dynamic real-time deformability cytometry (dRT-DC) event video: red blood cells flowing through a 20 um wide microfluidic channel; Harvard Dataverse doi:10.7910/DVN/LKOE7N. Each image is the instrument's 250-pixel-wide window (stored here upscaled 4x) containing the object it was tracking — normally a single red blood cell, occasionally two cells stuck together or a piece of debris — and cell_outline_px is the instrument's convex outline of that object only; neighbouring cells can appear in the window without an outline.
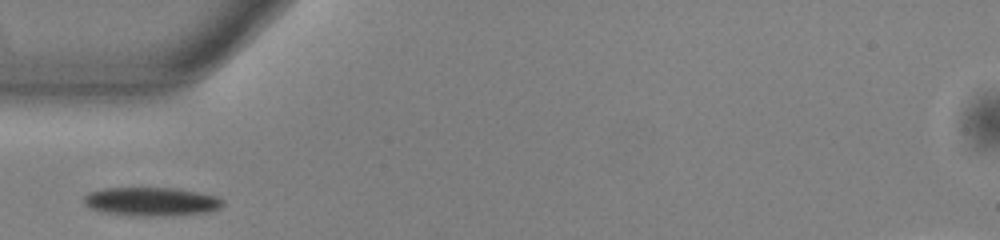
{"species": "common noctule bat (a hibernating species)", "species_latin": "Nyctalus noctula", "temperature_condition": "warm", "stored_images_in_passage": 30, "camera_frame_rate_fps": 3000, "um_per_image_px": 0.085, "animal": {"sex": "male", "body_mass_g": 13.0, "forearm_length_mm": 53.1}, "frame": {"image": 1, "passage_image": 1, "time_ms": 0.0, "image_size_px": [1000, 240], "cell_outline_px": [[224, 204], [220, 208], [208, 212], [152, 216], [148, 216], [108, 212], [92, 208], [84, 204], [84, 196], [92, 192], [104, 188], [176, 188], [216, 196], [224, 200]], "centroid_in_image_um": [12.92, 17.12], "position_along_channel_um": 72.1, "area_um2": 22.6}}
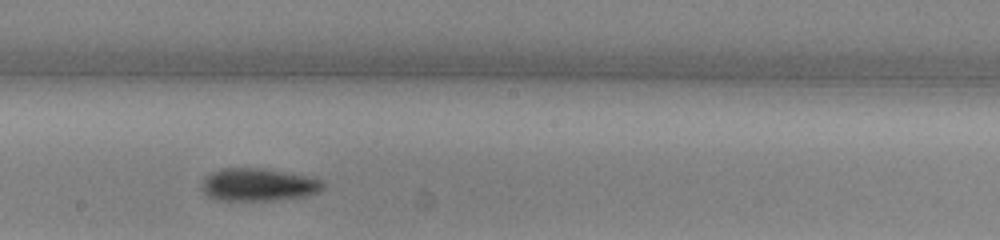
{"frame": {"image": 2, "passage_image": 13, "time_ms": 4.0, "image_size_px": [1000, 240], "cell_outline_px": [[324, 188], [320, 192], [308, 196], [272, 200], [212, 200], [200, 188], [200, 184], [204, 176], [220, 168], [260, 168], [304, 176], [320, 180], [324, 184]], "centroid_in_image_um": [21.89, 15.71], "position_along_channel_um": 226.3, "area_um2": 23.18}}
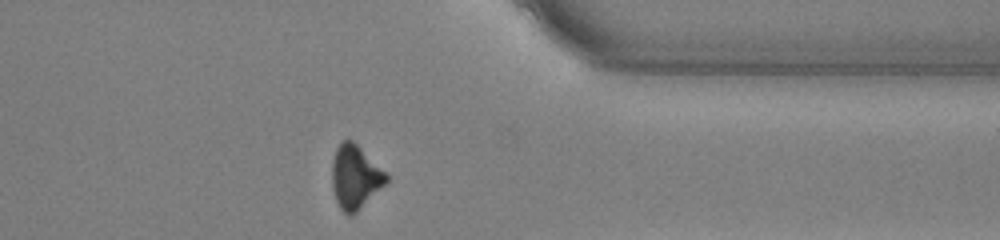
{"frame": {"image": 3, "passage_image": 26, "time_ms": 8.333, "image_size_px": [1000, 240], "cell_outline_px": [[388, 180], [352, 216], [348, 216], [340, 208], [336, 200], [332, 188], [332, 160], [336, 148], [344, 140], [352, 140], [388, 172]], "centroid_in_image_um": [30.19, 15.03], "position_along_channel_um": 381.2, "area_um2": 20.06}}